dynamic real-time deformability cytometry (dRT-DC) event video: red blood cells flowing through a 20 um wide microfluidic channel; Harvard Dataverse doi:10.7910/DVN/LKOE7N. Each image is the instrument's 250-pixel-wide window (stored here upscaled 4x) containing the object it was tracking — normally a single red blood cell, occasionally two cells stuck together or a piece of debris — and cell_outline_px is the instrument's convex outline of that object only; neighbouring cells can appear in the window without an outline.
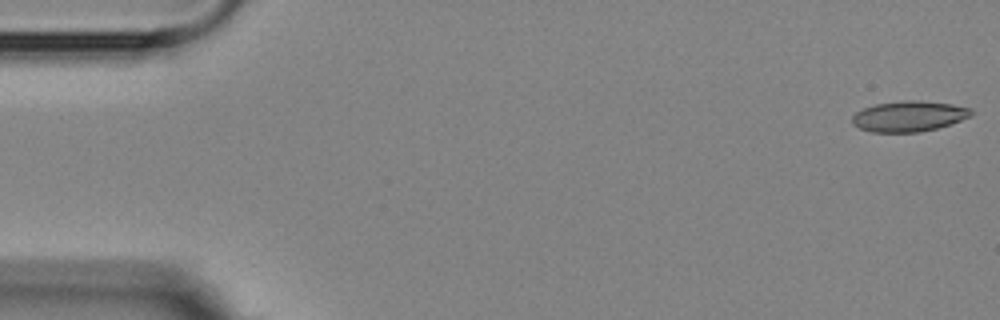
{"species": "Egyptian fruit bat (a non-hibernating species)", "species_latin": "Rousettus aegyptiacus", "temperature_condition": "room temperature", "stored_images_in_passage": 4, "camera_frame_rate_fps": 3000, "um_per_image_px": 0.085, "animal": {"sex": "female"}, "frame": {"image": 1, "passage_image": 1, "time_ms": 0.0, "image_size_px": [1000, 320], "cell_outline_px": [[972, 116], [936, 128], [920, 132], [872, 132], [860, 128], [852, 124], [852, 116], [856, 112], [864, 108], [876, 104], [904, 100], [920, 100], [952, 104], [972, 108]], "centroid_in_image_um": [77.25, 9.87], "position_along_channel_um": 7.7, "area_um2": 21.15}}